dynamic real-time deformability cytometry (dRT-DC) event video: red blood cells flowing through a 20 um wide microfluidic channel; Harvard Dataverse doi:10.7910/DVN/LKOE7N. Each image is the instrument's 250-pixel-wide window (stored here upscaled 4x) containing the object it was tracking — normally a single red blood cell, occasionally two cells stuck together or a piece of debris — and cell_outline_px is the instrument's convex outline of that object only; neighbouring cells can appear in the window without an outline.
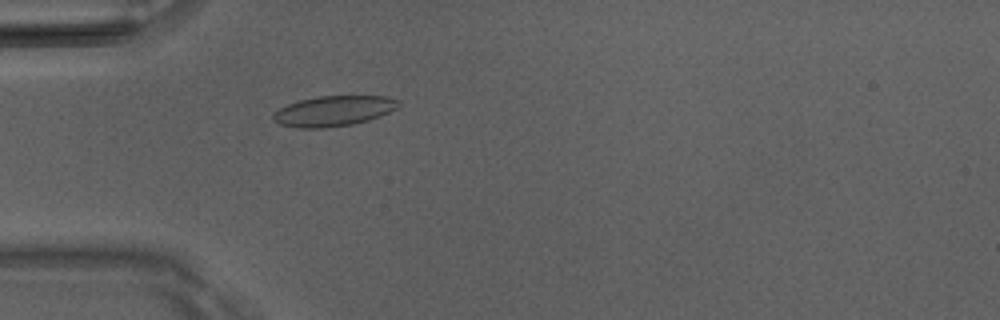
{"species": "Egyptian fruit bat (a non-hibernating species)", "species_latin": "Rousettus aegyptiacus", "temperature_condition": "room temperature", "stored_images_in_passage": 47, "camera_frame_rate_fps": 3000, "um_per_image_px": 0.085, "animal": {"sex": "male"}, "frame": {"image": 1, "passage_image": 12, "time_ms": 3.667, "image_size_px": [1000, 320], "cell_outline_px": [[400, 104], [396, 108], [380, 116], [368, 120], [352, 124], [324, 128], [296, 128], [280, 124], [272, 120], [272, 116], [280, 108], [288, 104], [300, 100], [316, 96], [384, 96], [400, 100]], "centroid_in_image_um": [28.35, 9.43], "position_along_channel_um": 56.7, "area_um2": 22.08}}
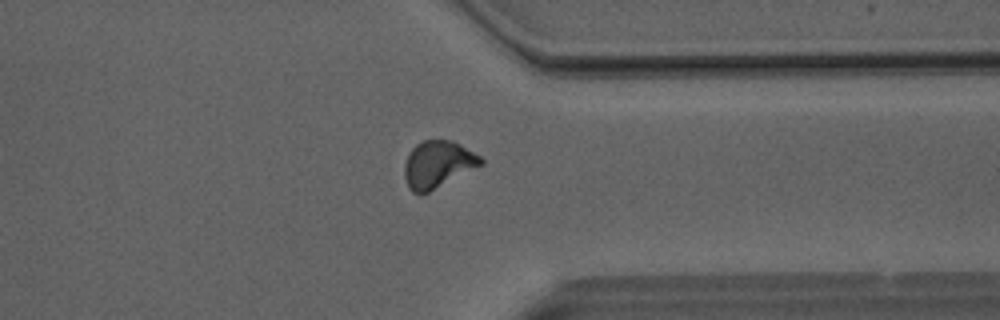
{"frame": {"image": 2, "passage_image": 36, "time_ms": 11.667, "image_size_px": [1000, 320], "cell_outline_px": [[484, 164], [428, 192], [412, 192], [404, 176], [404, 164], [408, 152], [416, 144], [424, 140], [452, 140], [460, 144], [480, 156], [484, 160]], "centroid_in_image_um": [37.22, 13.94], "position_along_channel_um": 374.2, "area_um2": 20.75}}
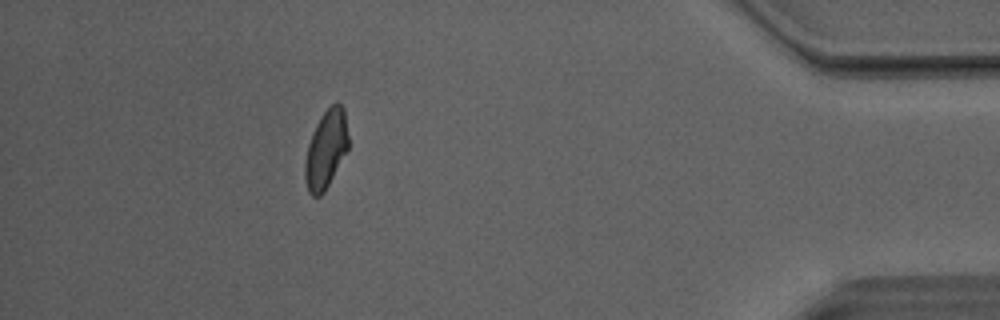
{"frame": {"image": 3, "passage_image": 42, "time_ms": 13.667, "image_size_px": [1000, 320], "cell_outline_px": [[348, 148], [324, 192], [320, 196], [312, 196], [308, 192], [304, 176], [304, 160], [308, 144], [312, 132], [320, 116], [336, 100], [344, 108], [348, 136]], "centroid_in_image_um": [27.69, 12.68], "position_along_channel_um": 407.5, "area_um2": 19.77}, "authors_computed_cell_mechanics": {"area_um2": 20.4612, "velocity_mm_per_s": 4.0867, "shape_relaxation_time_tau1_ms": 5.9613, "shape_relaxation_time_tau2_ms": 1.5481, "deformation_change_tau1": 0.1535, "deformation_change_tau2": 0.0832}}